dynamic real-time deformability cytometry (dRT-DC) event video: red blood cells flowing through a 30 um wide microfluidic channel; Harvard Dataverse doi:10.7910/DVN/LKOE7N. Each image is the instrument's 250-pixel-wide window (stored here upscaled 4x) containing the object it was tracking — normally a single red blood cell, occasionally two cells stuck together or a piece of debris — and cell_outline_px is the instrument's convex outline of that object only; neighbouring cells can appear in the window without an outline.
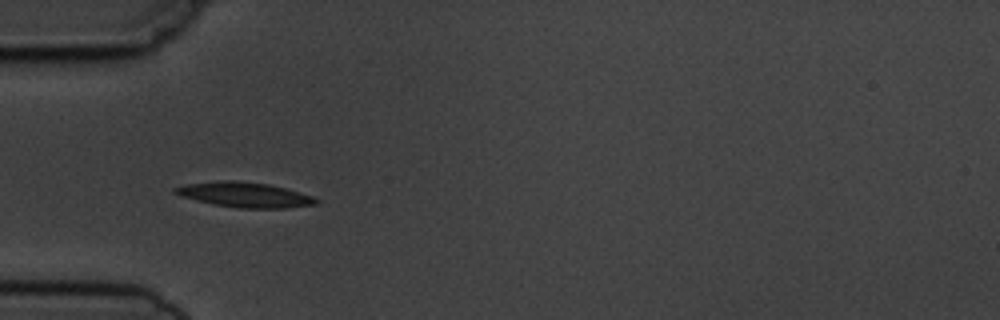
{"species": "common noctule bat (a hibernating species)", "species_latin": "Nyctalus noctula", "temperature_condition": "cold", "stored_images_in_passage": 6, "camera_frame_rate_fps": 3000, "um_per_image_px": 0.085, "animal": {"sex": "male", "body_mass_g": 19.5, "forearm_length_mm": 54.6}, "frame": {"image": 1, "passage_image": 5, "time_ms": 4.667, "image_size_px": [1000, 320], "cell_outline_px": [[320, 200], [316, 204], [284, 208], [240, 208], [212, 204], [180, 196], [172, 192], [172, 188], [184, 184], [224, 180], [232, 180], [268, 184], [300, 192], [312, 196]], "centroid_in_image_um": [20.75, 16.55], "position_along_channel_um": 64.2, "area_um2": 20.52}}
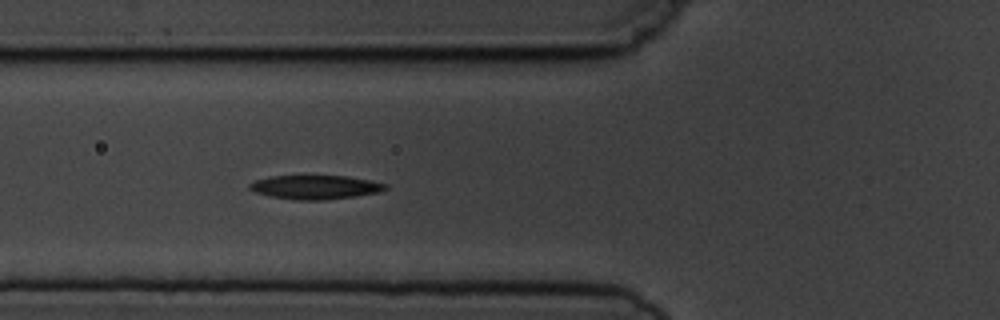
{"frame": {"image": 2, "passage_image": 6, "time_ms": 5.667, "image_size_px": [1000, 320], "cell_outline_px": [[388, 188], [380, 192], [356, 196], [324, 200], [296, 200], [268, 196], [256, 192], [248, 188], [248, 184], [256, 180], [268, 176], [348, 176], [372, 180], [388, 184]], "centroid_in_image_um": [26.82, 15.91], "position_along_channel_um": 99.0, "area_um2": 19.13}}